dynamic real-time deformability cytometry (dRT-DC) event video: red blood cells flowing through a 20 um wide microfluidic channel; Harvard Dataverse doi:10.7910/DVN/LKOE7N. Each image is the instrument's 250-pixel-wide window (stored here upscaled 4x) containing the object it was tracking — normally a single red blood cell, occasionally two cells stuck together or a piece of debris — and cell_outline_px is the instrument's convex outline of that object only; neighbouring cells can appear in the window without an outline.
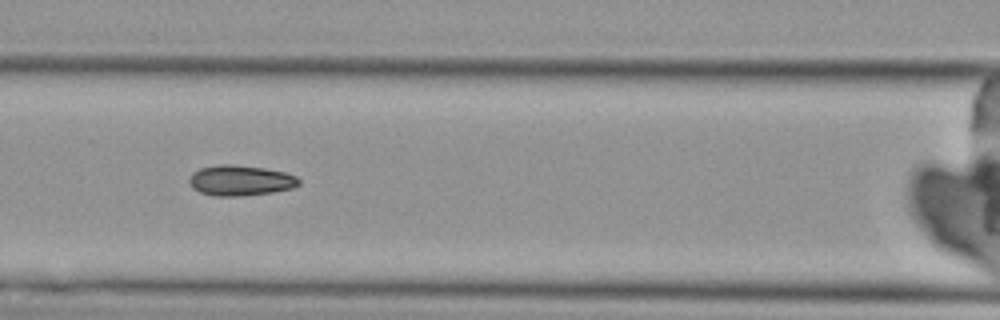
{"species": "Egyptian fruit bat (a non-hibernating species)", "species_latin": "Rousettus aegyptiacus", "temperature_condition": "cold", "stored_images_in_passage": 10, "camera_frame_rate_fps": 3000, "um_per_image_px": 0.085, "animal": {"sex": "female"}, "frame": {"image": 1, "passage_image": 7, "time_ms": 8.0, "image_size_px": [1000, 320], "cell_outline_px": [[300, 184], [292, 188], [272, 192], [240, 196], [216, 196], [200, 192], [192, 188], [188, 184], [188, 176], [192, 172], [200, 168], [216, 164], [232, 164], [264, 168], [284, 172], [296, 176], [300, 180]], "centroid_in_image_um": [20.38, 15.33], "position_along_channel_um": 146.2, "area_um2": 19.65}}
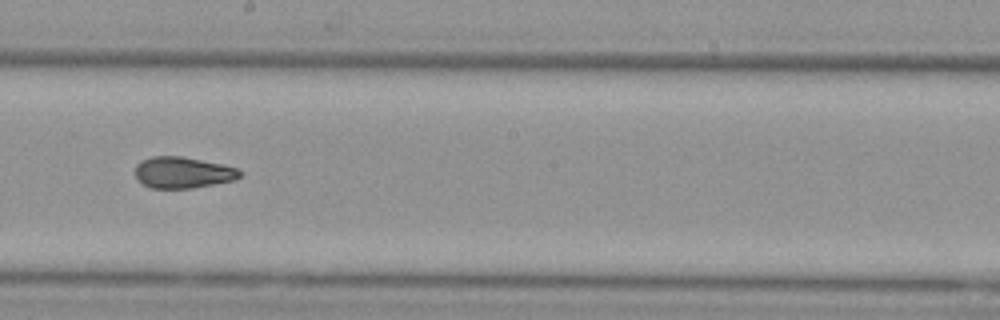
{"frame": {"image": 2, "passage_image": 9, "time_ms": 10.333, "image_size_px": [1000, 320], "cell_outline_px": [[240, 176], [236, 180], [192, 188], [152, 188], [144, 184], [136, 176], [136, 164], [140, 160], [152, 156], [180, 156], [224, 164], [236, 168], [240, 172]], "centroid_in_image_um": [15.54, 14.65], "position_along_channel_um": 232.7, "area_um2": 19.02}}
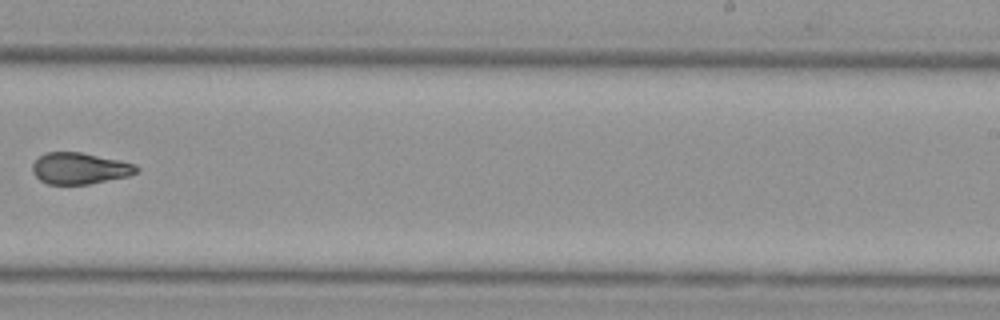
{"frame": {"image": 3, "passage_image": 10, "time_ms": 11.667, "image_size_px": [1000, 320], "cell_outline_px": [[140, 172], [128, 176], [88, 184], [48, 184], [40, 180], [32, 172], [32, 164], [44, 152], [80, 152], [120, 160], [136, 164], [140, 168]], "centroid_in_image_um": [6.8, 14.31], "position_along_channel_um": 282.2, "area_um2": 19.13}}